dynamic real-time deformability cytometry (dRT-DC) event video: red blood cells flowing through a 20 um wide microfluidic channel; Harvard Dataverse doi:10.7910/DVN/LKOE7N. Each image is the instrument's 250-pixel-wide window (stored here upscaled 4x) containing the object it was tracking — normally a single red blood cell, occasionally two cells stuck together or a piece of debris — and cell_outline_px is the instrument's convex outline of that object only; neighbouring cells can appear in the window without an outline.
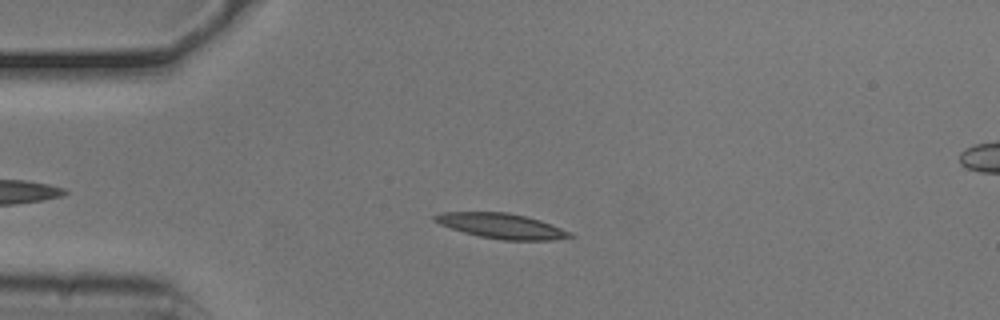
{"species": "common noctule bat (a hibernating species)", "species_latin": "Nyctalus noctula", "temperature_condition": "cold", "stored_images_in_passage": 50, "camera_frame_rate_fps": 3000, "um_per_image_px": 0.085, "animal": {"sex": "male", "body_mass_g": 20.5, "forearm_length_mm": 52.5}, "frame": {"image": 1, "passage_image": 10, "time_ms": 3.0, "image_size_px": [1000, 320], "cell_outline_px": [[576, 236], [552, 240], [504, 240], [480, 236], [464, 232], [440, 224], [432, 220], [432, 216], [440, 212], [508, 212], [540, 220], [572, 232]], "centroid_in_image_um": [42.63, 19.2], "position_along_channel_um": 42.4, "area_um2": 19.71}}
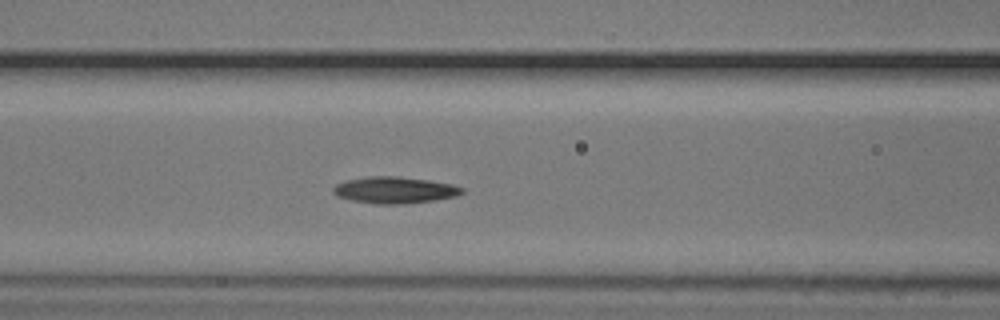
{"frame": {"image": 2, "passage_image": 19, "time_ms": 6.0, "image_size_px": [1000, 320], "cell_outline_px": [[464, 192], [456, 196], [432, 200], [404, 204], [376, 204], [352, 200], [336, 196], [332, 192], [332, 188], [336, 184], [344, 180], [368, 176], [400, 176], [428, 180], [452, 184], [464, 188]], "centroid_in_image_um": [33.51, 16.14], "position_along_channel_um": 133.1, "area_um2": 20.06}}
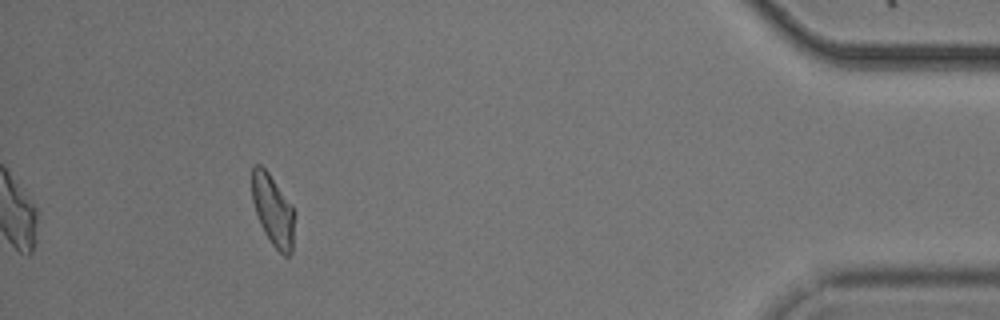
{"frame": {"image": 3, "passage_image": 46, "time_ms": 15.0, "image_size_px": [1000, 320], "cell_outline_px": [[296, 212], [292, 252], [288, 256], [284, 256], [272, 244], [264, 232], [260, 224], [252, 200], [252, 168], [256, 164], [260, 164], [268, 172], [292, 204]], "centroid_in_image_um": [23.24, 17.89], "position_along_channel_um": 412.0, "area_um2": 17.86}, "authors_computed_cell_mechanics": {"area_um2": 18.8717, "velocity_mm_per_s": 3.766, "shape_relaxation_time_tau1_ms": 4.3204, "shape_relaxation_time_tau2_ms": 4.3738, "deformation_change_tau1": 0.1399, "deformation_change_tau2": 0.1227}}